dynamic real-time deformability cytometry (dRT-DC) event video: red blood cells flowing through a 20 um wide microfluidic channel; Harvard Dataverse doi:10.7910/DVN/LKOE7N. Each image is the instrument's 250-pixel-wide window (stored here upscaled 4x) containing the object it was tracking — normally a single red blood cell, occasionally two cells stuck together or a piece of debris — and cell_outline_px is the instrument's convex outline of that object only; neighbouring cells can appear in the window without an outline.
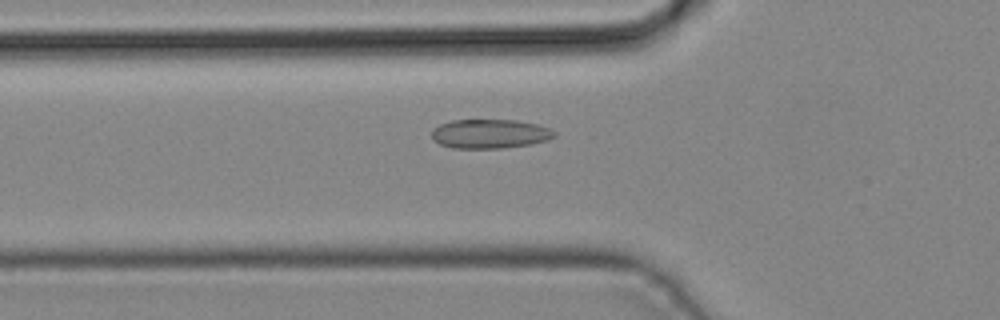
{"species": "common noctule bat (a hibernating species)", "species_latin": "Nyctalus noctula", "temperature_condition": "cold", "stored_images_in_passage": 40, "camera_frame_rate_fps": 3000, "um_per_image_px": 0.085, "animal": {"sex": "male", "body_mass_g": 19.2, "forearm_length_mm": 51.8}, "frame": {"image": 1, "passage_image": 12, "time_ms": 3.667, "image_size_px": [1000, 320], "cell_outline_px": [[556, 136], [548, 140], [532, 144], [500, 148], [452, 148], [440, 144], [432, 140], [432, 128], [440, 124], [452, 120], [516, 120], [536, 124], [548, 128], [556, 132]], "centroid_in_image_um": [41.62, 11.37], "position_along_channel_um": 84.2, "area_um2": 20.92}}
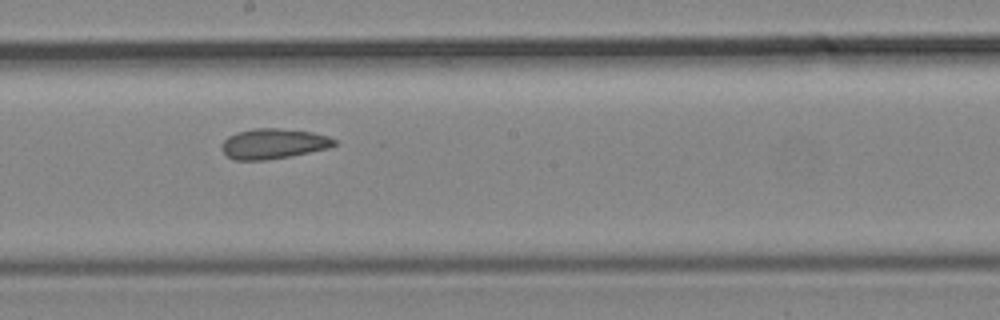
{"frame": {"image": 2, "passage_image": 21, "time_ms": 6.667, "image_size_px": [1000, 320], "cell_outline_px": [[336, 144], [328, 148], [288, 156], [264, 160], [232, 160], [220, 148], [224, 140], [228, 136], [236, 132], [256, 128], [276, 128], [312, 132], [328, 136], [336, 140]], "centroid_in_image_um": [23.2, 12.21], "position_along_channel_um": 225.0, "area_um2": 19.65}}
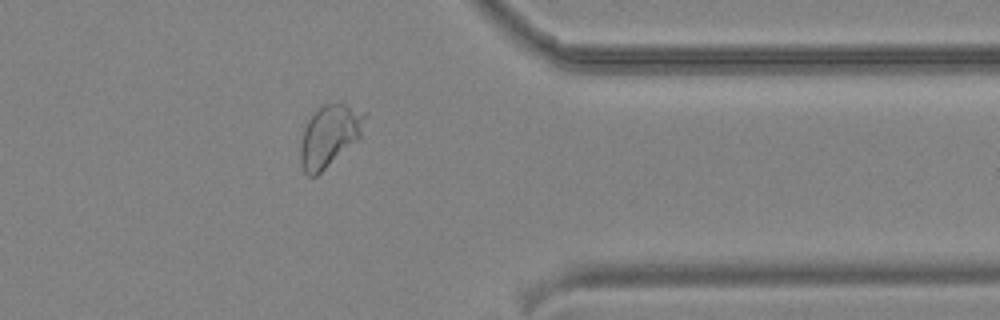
{"frame": {"image": 3, "passage_image": 32, "time_ms": 10.333, "image_size_px": [1000, 320], "cell_outline_px": [[368, 116], [360, 136], [356, 140], [316, 176], [308, 176], [304, 172], [300, 164], [300, 144], [304, 128], [312, 112], [324, 104], [348, 104], [368, 112]], "centroid_in_image_um": [28.0, 11.5], "position_along_channel_um": 383.4, "area_um2": 23.12}}